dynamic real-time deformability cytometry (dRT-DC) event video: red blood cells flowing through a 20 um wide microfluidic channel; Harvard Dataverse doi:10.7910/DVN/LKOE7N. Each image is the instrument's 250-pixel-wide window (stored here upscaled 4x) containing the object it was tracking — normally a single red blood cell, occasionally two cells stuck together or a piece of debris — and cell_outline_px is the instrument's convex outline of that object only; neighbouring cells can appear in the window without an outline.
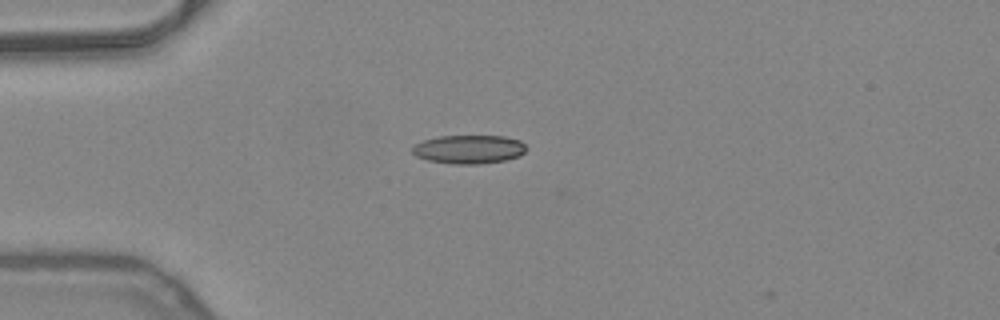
{"species": "common noctule bat (a hibernating species)", "species_latin": "Nyctalus noctula", "temperature_condition": "warm", "stored_images_in_passage": 2, "camera_frame_rate_fps": 3000, "um_per_image_px": 0.085, "animal": {"sex": "female", "body_mass_g": 24.6, "forearm_length_mm": 56.2}, "frame": {"image": 1, "passage_image": 1, "time_ms": 0.0, "image_size_px": [1000, 320], "cell_outline_px": [[528, 148], [520, 156], [504, 160], [480, 164], [452, 164], [428, 160], [416, 156], [412, 152], [412, 148], [416, 144], [424, 140], [440, 136], [504, 136], [520, 140]], "centroid_in_image_um": [39.88, 12.69], "position_along_channel_um": 45.1, "area_um2": 19.02}}